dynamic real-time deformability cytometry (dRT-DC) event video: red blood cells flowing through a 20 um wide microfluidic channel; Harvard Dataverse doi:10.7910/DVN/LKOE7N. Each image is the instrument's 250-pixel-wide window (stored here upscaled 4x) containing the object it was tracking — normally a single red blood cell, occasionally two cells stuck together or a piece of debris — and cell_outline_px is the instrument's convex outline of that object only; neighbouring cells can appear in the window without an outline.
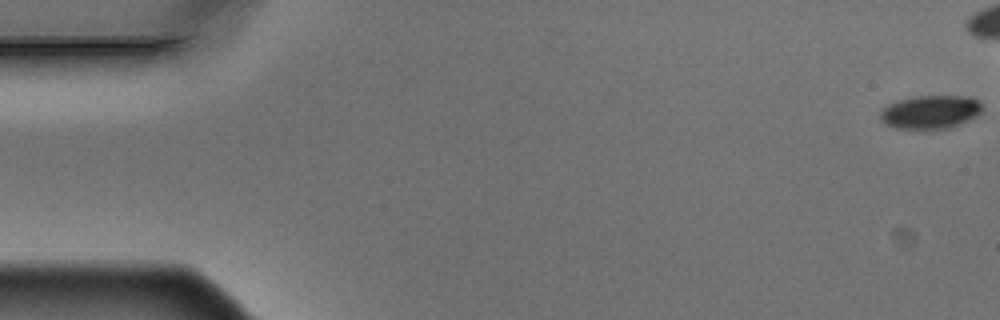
{"species": "Egyptian fruit bat (a non-hibernating species)", "species_latin": "Rousettus aegyptiacus", "temperature_condition": "warm", "stored_images_in_passage": 6, "camera_frame_rate_fps": 3000, "um_per_image_px": 0.085, "animal": {"sex": "male"}, "frame": {"image": 1, "passage_image": 1, "time_ms": 0.0, "image_size_px": [1000, 320], "cell_outline_px": [[984, 108], [976, 116], [960, 124], [948, 128], [924, 132], [892, 128], [880, 120], [880, 112], [888, 104], [900, 100], [916, 96], [968, 96], [980, 100]], "centroid_in_image_um": [79.08, 9.57], "position_along_channel_um": 5.9, "area_um2": 20.63}}